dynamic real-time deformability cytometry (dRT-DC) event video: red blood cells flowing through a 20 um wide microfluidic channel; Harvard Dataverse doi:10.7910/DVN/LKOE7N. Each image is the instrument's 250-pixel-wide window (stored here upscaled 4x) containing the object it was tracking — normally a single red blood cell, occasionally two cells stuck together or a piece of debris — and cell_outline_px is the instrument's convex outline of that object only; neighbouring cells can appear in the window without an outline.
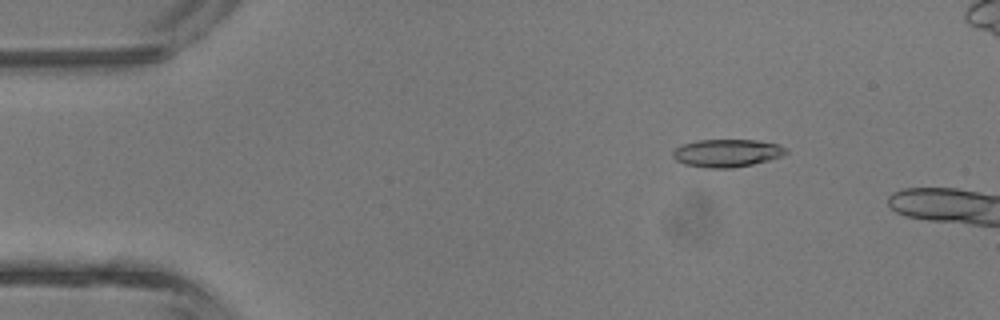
{"species": "common noctule bat (a hibernating species)", "species_latin": "Nyctalus noctula", "temperature_condition": "room temperature", "stored_images_in_passage": 4, "camera_frame_rate_fps": 3000, "um_per_image_px": 0.085, "animal": {"sex": "male", "body_mass_g": 13.3}, "frame": {"image": 1, "passage_image": 1, "time_ms": 0.0, "image_size_px": [1000, 320], "cell_outline_px": [[788, 152], [780, 156], [768, 160], [752, 164], [732, 168], [704, 168], [684, 164], [676, 160], [672, 156], [672, 152], [676, 148], [684, 144], [696, 140], [756, 140], [780, 144], [788, 148]], "centroid_in_image_um": [61.79, 13.01], "position_along_channel_um": 23.2, "area_um2": 18.38}}